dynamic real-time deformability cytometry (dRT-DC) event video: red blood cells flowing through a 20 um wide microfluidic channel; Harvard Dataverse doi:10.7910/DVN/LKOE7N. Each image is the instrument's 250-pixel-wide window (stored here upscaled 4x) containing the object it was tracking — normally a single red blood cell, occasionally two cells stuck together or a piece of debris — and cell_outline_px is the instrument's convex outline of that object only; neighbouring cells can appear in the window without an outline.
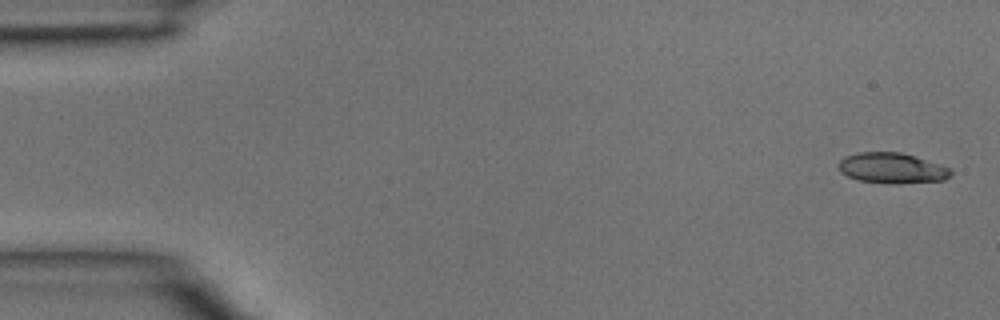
{"species": "common noctule bat (a hibernating species)", "species_latin": "Nyctalus noctula", "temperature_condition": "room temperature", "stored_images_in_passage": 4, "camera_frame_rate_fps": 3000, "um_per_image_px": 0.085, "animal": {"sex": "male", "body_mass_g": 15.6}, "frame": {"image": 1, "passage_image": 1, "time_ms": 0.0, "image_size_px": [1000, 320], "cell_outline_px": [[952, 172], [944, 180], [900, 184], [888, 184], [856, 180], [840, 172], [836, 164], [844, 156], [860, 152], [900, 152], [916, 156], [952, 168]], "centroid_in_image_um": [75.79, 14.29], "position_along_channel_um": 9.2, "area_um2": 20.35}}
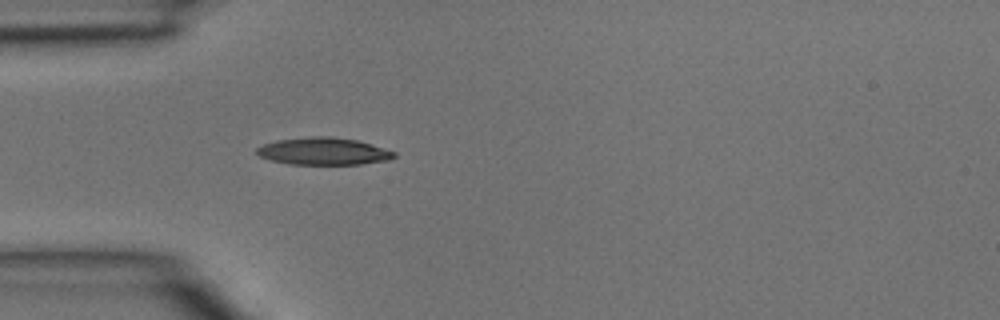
{"frame": {"image": 2, "passage_image": 4, "time_ms": 1.0, "image_size_px": [1000, 320], "cell_outline_px": [[396, 156], [388, 160], [360, 164], [288, 164], [272, 160], [260, 156], [256, 152], [256, 148], [264, 144], [276, 140], [312, 136], [332, 136], [356, 140], [396, 152]], "centroid_in_image_um": [27.48, 12.85], "position_along_channel_um": 57.5, "area_um2": 21.68}}